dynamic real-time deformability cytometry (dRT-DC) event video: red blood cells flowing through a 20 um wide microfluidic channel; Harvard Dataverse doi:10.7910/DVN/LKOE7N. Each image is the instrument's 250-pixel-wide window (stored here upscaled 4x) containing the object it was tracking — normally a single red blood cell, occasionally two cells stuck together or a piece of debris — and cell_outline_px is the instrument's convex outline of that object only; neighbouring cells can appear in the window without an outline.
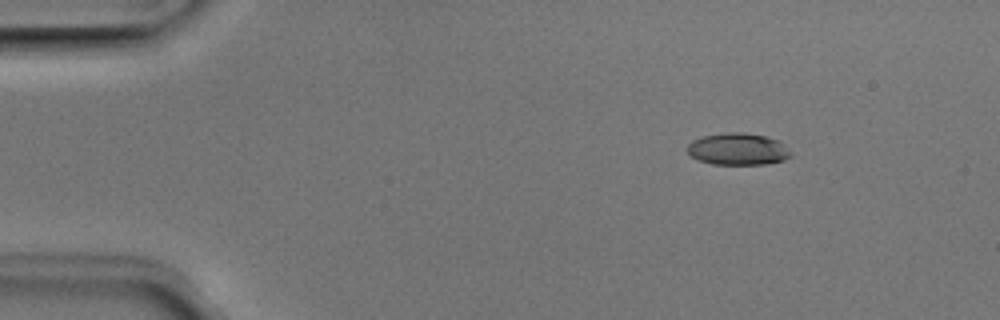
{"species": "Egyptian fruit bat (a non-hibernating species)", "species_latin": "Rousettus aegyptiacus", "temperature_condition": "room temperature", "stored_images_in_passage": 47, "camera_frame_rate_fps": 3000, "um_per_image_px": 0.085, "animal": {"sex": "male"}, "frame": {"image": 1, "passage_image": 3, "time_ms": 0.667, "image_size_px": [1000, 320], "cell_outline_px": [[792, 156], [784, 160], [768, 164], [712, 164], [700, 160], [692, 156], [688, 152], [688, 144], [692, 140], [704, 136], [728, 132], [744, 132], [764, 136], [780, 140], [792, 152]], "centroid_in_image_um": [62.78, 12.67], "position_along_channel_um": 22.2, "area_um2": 19.31}}
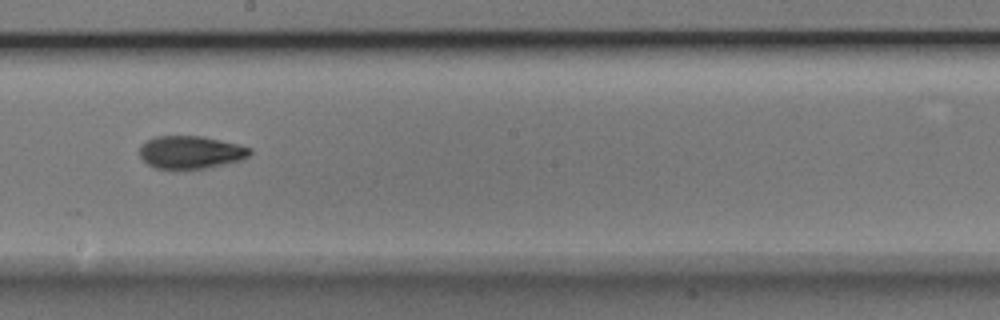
{"frame": {"image": 2, "passage_image": 25, "time_ms": 8.0, "image_size_px": [1000, 320], "cell_outline_px": [[252, 152], [248, 156], [240, 160], [224, 164], [204, 168], [156, 168], [148, 164], [140, 156], [140, 148], [148, 140], [156, 136], [204, 136], [252, 148]], "centroid_in_image_um": [16.23, 12.93], "position_along_channel_um": 232.0, "area_um2": 20.69}}
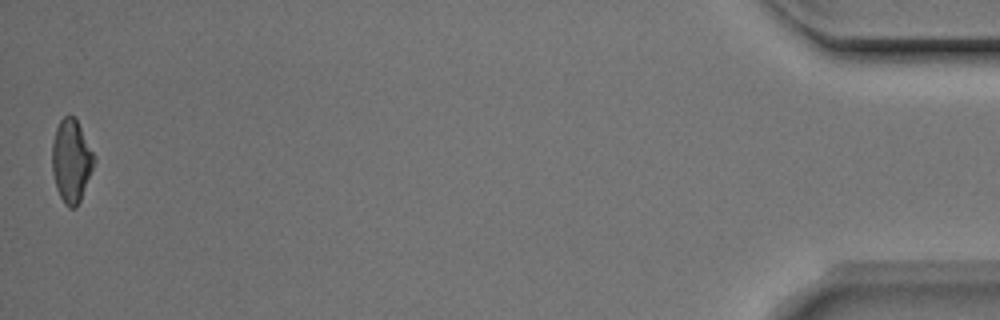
{"frame": {"image": 3, "passage_image": 47, "time_ms": 15.333, "image_size_px": [1000, 320], "cell_outline_px": [[96, 160], [80, 200], [76, 208], [68, 208], [64, 204], [56, 188], [52, 172], [52, 144], [56, 128], [60, 120], [64, 116], [72, 116], [76, 120], [96, 156]], "centroid_in_image_um": [6.06, 13.7], "position_along_channel_um": 429.1, "area_um2": 20.23}, "authors_computed_cell_mechanics": {"area_um2": 20.519, "velocity_mm_per_s": 3.9613, "shape_relaxation_time_tau1_ms": 4.9511, "shape_relaxation_time_tau2_ms": 3.5606, "deformation_change_tau1": 0.1533, "deformation_change_tau2": 0.0977}}